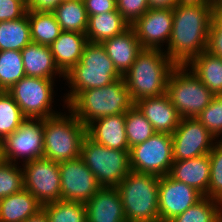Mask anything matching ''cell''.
Wrapping results in <instances>:
<instances>
[{
    "instance_id": "obj_20",
    "label": "cell",
    "mask_w": 222,
    "mask_h": 222,
    "mask_svg": "<svg viewBox=\"0 0 222 222\" xmlns=\"http://www.w3.org/2000/svg\"><path fill=\"white\" fill-rule=\"evenodd\" d=\"M210 157L208 154L187 160L174 161L169 176L183 182L207 197L210 181Z\"/></svg>"
},
{
    "instance_id": "obj_2",
    "label": "cell",
    "mask_w": 222,
    "mask_h": 222,
    "mask_svg": "<svg viewBox=\"0 0 222 222\" xmlns=\"http://www.w3.org/2000/svg\"><path fill=\"white\" fill-rule=\"evenodd\" d=\"M163 51L142 49L123 75L134 103L142 98L166 94L168 77L177 65Z\"/></svg>"
},
{
    "instance_id": "obj_36",
    "label": "cell",
    "mask_w": 222,
    "mask_h": 222,
    "mask_svg": "<svg viewBox=\"0 0 222 222\" xmlns=\"http://www.w3.org/2000/svg\"><path fill=\"white\" fill-rule=\"evenodd\" d=\"M218 141L208 154L211 171L207 197L222 202V140Z\"/></svg>"
},
{
    "instance_id": "obj_6",
    "label": "cell",
    "mask_w": 222,
    "mask_h": 222,
    "mask_svg": "<svg viewBox=\"0 0 222 222\" xmlns=\"http://www.w3.org/2000/svg\"><path fill=\"white\" fill-rule=\"evenodd\" d=\"M69 115L58 113L42 119L44 131L43 157L60 163L81 156V145L87 135L86 126L68 108Z\"/></svg>"
},
{
    "instance_id": "obj_35",
    "label": "cell",
    "mask_w": 222,
    "mask_h": 222,
    "mask_svg": "<svg viewBox=\"0 0 222 222\" xmlns=\"http://www.w3.org/2000/svg\"><path fill=\"white\" fill-rule=\"evenodd\" d=\"M21 167L9 161L0 164V199L24 189V175Z\"/></svg>"
},
{
    "instance_id": "obj_14",
    "label": "cell",
    "mask_w": 222,
    "mask_h": 222,
    "mask_svg": "<svg viewBox=\"0 0 222 222\" xmlns=\"http://www.w3.org/2000/svg\"><path fill=\"white\" fill-rule=\"evenodd\" d=\"M61 199L85 204L102 187L81 157L59 163Z\"/></svg>"
},
{
    "instance_id": "obj_45",
    "label": "cell",
    "mask_w": 222,
    "mask_h": 222,
    "mask_svg": "<svg viewBox=\"0 0 222 222\" xmlns=\"http://www.w3.org/2000/svg\"><path fill=\"white\" fill-rule=\"evenodd\" d=\"M6 161L5 154H4V141L0 138V164Z\"/></svg>"
},
{
    "instance_id": "obj_24",
    "label": "cell",
    "mask_w": 222,
    "mask_h": 222,
    "mask_svg": "<svg viewBox=\"0 0 222 222\" xmlns=\"http://www.w3.org/2000/svg\"><path fill=\"white\" fill-rule=\"evenodd\" d=\"M42 209V204L28 190L0 199V222H24Z\"/></svg>"
},
{
    "instance_id": "obj_9",
    "label": "cell",
    "mask_w": 222,
    "mask_h": 222,
    "mask_svg": "<svg viewBox=\"0 0 222 222\" xmlns=\"http://www.w3.org/2000/svg\"><path fill=\"white\" fill-rule=\"evenodd\" d=\"M54 81L53 79L25 76L7 92L13 97L27 119H45L58 114L51 107L55 92L53 90Z\"/></svg>"
},
{
    "instance_id": "obj_23",
    "label": "cell",
    "mask_w": 222,
    "mask_h": 222,
    "mask_svg": "<svg viewBox=\"0 0 222 222\" xmlns=\"http://www.w3.org/2000/svg\"><path fill=\"white\" fill-rule=\"evenodd\" d=\"M25 76L53 79L65 75L56 66L50 47L31 42L21 50Z\"/></svg>"
},
{
    "instance_id": "obj_25",
    "label": "cell",
    "mask_w": 222,
    "mask_h": 222,
    "mask_svg": "<svg viewBox=\"0 0 222 222\" xmlns=\"http://www.w3.org/2000/svg\"><path fill=\"white\" fill-rule=\"evenodd\" d=\"M129 27L130 25L118 10L109 11L99 15H90L85 35L90 43H102L123 33Z\"/></svg>"
},
{
    "instance_id": "obj_4",
    "label": "cell",
    "mask_w": 222,
    "mask_h": 222,
    "mask_svg": "<svg viewBox=\"0 0 222 222\" xmlns=\"http://www.w3.org/2000/svg\"><path fill=\"white\" fill-rule=\"evenodd\" d=\"M120 78L122 76L116 70L102 44L88 42L80 61L63 79L67 80L71 89L64 101L68 105L81 91L101 88Z\"/></svg>"
},
{
    "instance_id": "obj_43",
    "label": "cell",
    "mask_w": 222,
    "mask_h": 222,
    "mask_svg": "<svg viewBox=\"0 0 222 222\" xmlns=\"http://www.w3.org/2000/svg\"><path fill=\"white\" fill-rule=\"evenodd\" d=\"M182 0H148L150 8H174Z\"/></svg>"
},
{
    "instance_id": "obj_16",
    "label": "cell",
    "mask_w": 222,
    "mask_h": 222,
    "mask_svg": "<svg viewBox=\"0 0 222 222\" xmlns=\"http://www.w3.org/2000/svg\"><path fill=\"white\" fill-rule=\"evenodd\" d=\"M131 27L143 49L162 50L171 36L173 8H150Z\"/></svg>"
},
{
    "instance_id": "obj_30",
    "label": "cell",
    "mask_w": 222,
    "mask_h": 222,
    "mask_svg": "<svg viewBox=\"0 0 222 222\" xmlns=\"http://www.w3.org/2000/svg\"><path fill=\"white\" fill-rule=\"evenodd\" d=\"M222 217V202L203 197L195 205L168 222H217Z\"/></svg>"
},
{
    "instance_id": "obj_29",
    "label": "cell",
    "mask_w": 222,
    "mask_h": 222,
    "mask_svg": "<svg viewBox=\"0 0 222 222\" xmlns=\"http://www.w3.org/2000/svg\"><path fill=\"white\" fill-rule=\"evenodd\" d=\"M31 42L28 11L22 18L0 22V51H21Z\"/></svg>"
},
{
    "instance_id": "obj_38",
    "label": "cell",
    "mask_w": 222,
    "mask_h": 222,
    "mask_svg": "<svg viewBox=\"0 0 222 222\" xmlns=\"http://www.w3.org/2000/svg\"><path fill=\"white\" fill-rule=\"evenodd\" d=\"M206 51L222 58V7L217 5H213Z\"/></svg>"
},
{
    "instance_id": "obj_21",
    "label": "cell",
    "mask_w": 222,
    "mask_h": 222,
    "mask_svg": "<svg viewBox=\"0 0 222 222\" xmlns=\"http://www.w3.org/2000/svg\"><path fill=\"white\" fill-rule=\"evenodd\" d=\"M118 73L123 75L131 68L142 46L130 26L123 33L101 43Z\"/></svg>"
},
{
    "instance_id": "obj_28",
    "label": "cell",
    "mask_w": 222,
    "mask_h": 222,
    "mask_svg": "<svg viewBox=\"0 0 222 222\" xmlns=\"http://www.w3.org/2000/svg\"><path fill=\"white\" fill-rule=\"evenodd\" d=\"M32 42L50 46L62 32L52 11L28 10Z\"/></svg>"
},
{
    "instance_id": "obj_10",
    "label": "cell",
    "mask_w": 222,
    "mask_h": 222,
    "mask_svg": "<svg viewBox=\"0 0 222 222\" xmlns=\"http://www.w3.org/2000/svg\"><path fill=\"white\" fill-rule=\"evenodd\" d=\"M129 158L132 171L156 176L168 175L174 162L172 136L155 133L143 143L131 147Z\"/></svg>"
},
{
    "instance_id": "obj_3",
    "label": "cell",
    "mask_w": 222,
    "mask_h": 222,
    "mask_svg": "<svg viewBox=\"0 0 222 222\" xmlns=\"http://www.w3.org/2000/svg\"><path fill=\"white\" fill-rule=\"evenodd\" d=\"M134 104L122 77L107 86L81 91L67 108L87 127L96 119L125 114Z\"/></svg>"
},
{
    "instance_id": "obj_1",
    "label": "cell",
    "mask_w": 222,
    "mask_h": 222,
    "mask_svg": "<svg viewBox=\"0 0 222 222\" xmlns=\"http://www.w3.org/2000/svg\"><path fill=\"white\" fill-rule=\"evenodd\" d=\"M212 11V0H182L173 8V27L164 52L177 66H186L207 49Z\"/></svg>"
},
{
    "instance_id": "obj_13",
    "label": "cell",
    "mask_w": 222,
    "mask_h": 222,
    "mask_svg": "<svg viewBox=\"0 0 222 222\" xmlns=\"http://www.w3.org/2000/svg\"><path fill=\"white\" fill-rule=\"evenodd\" d=\"M42 124V119H26L15 132L3 140L6 161L18 164V158L19 161L22 158L25 163L43 157Z\"/></svg>"
},
{
    "instance_id": "obj_33",
    "label": "cell",
    "mask_w": 222,
    "mask_h": 222,
    "mask_svg": "<svg viewBox=\"0 0 222 222\" xmlns=\"http://www.w3.org/2000/svg\"><path fill=\"white\" fill-rule=\"evenodd\" d=\"M49 222H87L83 203L74 201H53L42 205Z\"/></svg>"
},
{
    "instance_id": "obj_37",
    "label": "cell",
    "mask_w": 222,
    "mask_h": 222,
    "mask_svg": "<svg viewBox=\"0 0 222 222\" xmlns=\"http://www.w3.org/2000/svg\"><path fill=\"white\" fill-rule=\"evenodd\" d=\"M196 119L215 137L222 134V95H215L211 103ZM222 140V139H220Z\"/></svg>"
},
{
    "instance_id": "obj_7",
    "label": "cell",
    "mask_w": 222,
    "mask_h": 222,
    "mask_svg": "<svg viewBox=\"0 0 222 222\" xmlns=\"http://www.w3.org/2000/svg\"><path fill=\"white\" fill-rule=\"evenodd\" d=\"M188 71L186 66H176L172 70L166 94L181 118H196L215 95L191 70Z\"/></svg>"
},
{
    "instance_id": "obj_26",
    "label": "cell",
    "mask_w": 222,
    "mask_h": 222,
    "mask_svg": "<svg viewBox=\"0 0 222 222\" xmlns=\"http://www.w3.org/2000/svg\"><path fill=\"white\" fill-rule=\"evenodd\" d=\"M214 95H222V58L208 51L194 57L187 65Z\"/></svg>"
},
{
    "instance_id": "obj_40",
    "label": "cell",
    "mask_w": 222,
    "mask_h": 222,
    "mask_svg": "<svg viewBox=\"0 0 222 222\" xmlns=\"http://www.w3.org/2000/svg\"><path fill=\"white\" fill-rule=\"evenodd\" d=\"M27 11V4L22 0H0V22L22 18Z\"/></svg>"
},
{
    "instance_id": "obj_17",
    "label": "cell",
    "mask_w": 222,
    "mask_h": 222,
    "mask_svg": "<svg viewBox=\"0 0 222 222\" xmlns=\"http://www.w3.org/2000/svg\"><path fill=\"white\" fill-rule=\"evenodd\" d=\"M135 105L151 123L156 133L172 135L178 127L181 117L167 94L139 99Z\"/></svg>"
},
{
    "instance_id": "obj_8",
    "label": "cell",
    "mask_w": 222,
    "mask_h": 222,
    "mask_svg": "<svg viewBox=\"0 0 222 222\" xmlns=\"http://www.w3.org/2000/svg\"><path fill=\"white\" fill-rule=\"evenodd\" d=\"M102 187H116L130 169L129 151L108 148L85 136L81 156Z\"/></svg>"
},
{
    "instance_id": "obj_41",
    "label": "cell",
    "mask_w": 222,
    "mask_h": 222,
    "mask_svg": "<svg viewBox=\"0 0 222 222\" xmlns=\"http://www.w3.org/2000/svg\"><path fill=\"white\" fill-rule=\"evenodd\" d=\"M88 16L117 10L116 0H83Z\"/></svg>"
},
{
    "instance_id": "obj_46",
    "label": "cell",
    "mask_w": 222,
    "mask_h": 222,
    "mask_svg": "<svg viewBox=\"0 0 222 222\" xmlns=\"http://www.w3.org/2000/svg\"><path fill=\"white\" fill-rule=\"evenodd\" d=\"M212 2H213V5L222 7V0H212Z\"/></svg>"
},
{
    "instance_id": "obj_5",
    "label": "cell",
    "mask_w": 222,
    "mask_h": 222,
    "mask_svg": "<svg viewBox=\"0 0 222 222\" xmlns=\"http://www.w3.org/2000/svg\"><path fill=\"white\" fill-rule=\"evenodd\" d=\"M160 176L130 171L116 188L127 222H160L158 186Z\"/></svg>"
},
{
    "instance_id": "obj_12",
    "label": "cell",
    "mask_w": 222,
    "mask_h": 222,
    "mask_svg": "<svg viewBox=\"0 0 222 222\" xmlns=\"http://www.w3.org/2000/svg\"><path fill=\"white\" fill-rule=\"evenodd\" d=\"M171 136L174 161L209 154L217 141L196 118H180Z\"/></svg>"
},
{
    "instance_id": "obj_31",
    "label": "cell",
    "mask_w": 222,
    "mask_h": 222,
    "mask_svg": "<svg viewBox=\"0 0 222 222\" xmlns=\"http://www.w3.org/2000/svg\"><path fill=\"white\" fill-rule=\"evenodd\" d=\"M23 77L25 70L21 51H0V91H7Z\"/></svg>"
},
{
    "instance_id": "obj_22",
    "label": "cell",
    "mask_w": 222,
    "mask_h": 222,
    "mask_svg": "<svg viewBox=\"0 0 222 222\" xmlns=\"http://www.w3.org/2000/svg\"><path fill=\"white\" fill-rule=\"evenodd\" d=\"M87 36L78 32L62 31L59 37L49 46L56 66L66 75L79 61Z\"/></svg>"
},
{
    "instance_id": "obj_32",
    "label": "cell",
    "mask_w": 222,
    "mask_h": 222,
    "mask_svg": "<svg viewBox=\"0 0 222 222\" xmlns=\"http://www.w3.org/2000/svg\"><path fill=\"white\" fill-rule=\"evenodd\" d=\"M125 129L129 149L143 143L156 133L151 123L135 104L125 113Z\"/></svg>"
},
{
    "instance_id": "obj_44",
    "label": "cell",
    "mask_w": 222,
    "mask_h": 222,
    "mask_svg": "<svg viewBox=\"0 0 222 222\" xmlns=\"http://www.w3.org/2000/svg\"><path fill=\"white\" fill-rule=\"evenodd\" d=\"M24 222H49L46 212L41 209L35 215H32Z\"/></svg>"
},
{
    "instance_id": "obj_18",
    "label": "cell",
    "mask_w": 222,
    "mask_h": 222,
    "mask_svg": "<svg viewBox=\"0 0 222 222\" xmlns=\"http://www.w3.org/2000/svg\"><path fill=\"white\" fill-rule=\"evenodd\" d=\"M84 205L87 222H127L116 187H101Z\"/></svg>"
},
{
    "instance_id": "obj_19",
    "label": "cell",
    "mask_w": 222,
    "mask_h": 222,
    "mask_svg": "<svg viewBox=\"0 0 222 222\" xmlns=\"http://www.w3.org/2000/svg\"><path fill=\"white\" fill-rule=\"evenodd\" d=\"M87 135L108 148L130 151L125 129V114L106 116L91 122Z\"/></svg>"
},
{
    "instance_id": "obj_27",
    "label": "cell",
    "mask_w": 222,
    "mask_h": 222,
    "mask_svg": "<svg viewBox=\"0 0 222 222\" xmlns=\"http://www.w3.org/2000/svg\"><path fill=\"white\" fill-rule=\"evenodd\" d=\"M52 12L62 31L86 34L89 16L83 0H63Z\"/></svg>"
},
{
    "instance_id": "obj_15",
    "label": "cell",
    "mask_w": 222,
    "mask_h": 222,
    "mask_svg": "<svg viewBox=\"0 0 222 222\" xmlns=\"http://www.w3.org/2000/svg\"><path fill=\"white\" fill-rule=\"evenodd\" d=\"M158 194L160 222L170 221L204 197L193 187L174 180L169 175L160 176Z\"/></svg>"
},
{
    "instance_id": "obj_34",
    "label": "cell",
    "mask_w": 222,
    "mask_h": 222,
    "mask_svg": "<svg viewBox=\"0 0 222 222\" xmlns=\"http://www.w3.org/2000/svg\"><path fill=\"white\" fill-rule=\"evenodd\" d=\"M27 118L7 91H0V138L15 132Z\"/></svg>"
},
{
    "instance_id": "obj_42",
    "label": "cell",
    "mask_w": 222,
    "mask_h": 222,
    "mask_svg": "<svg viewBox=\"0 0 222 222\" xmlns=\"http://www.w3.org/2000/svg\"><path fill=\"white\" fill-rule=\"evenodd\" d=\"M63 0H28L27 9L36 11H52Z\"/></svg>"
},
{
    "instance_id": "obj_39",
    "label": "cell",
    "mask_w": 222,
    "mask_h": 222,
    "mask_svg": "<svg viewBox=\"0 0 222 222\" xmlns=\"http://www.w3.org/2000/svg\"><path fill=\"white\" fill-rule=\"evenodd\" d=\"M117 10L131 26L149 9L148 0H116Z\"/></svg>"
},
{
    "instance_id": "obj_11",
    "label": "cell",
    "mask_w": 222,
    "mask_h": 222,
    "mask_svg": "<svg viewBox=\"0 0 222 222\" xmlns=\"http://www.w3.org/2000/svg\"><path fill=\"white\" fill-rule=\"evenodd\" d=\"M22 165L25 190L42 205L61 200L59 163L41 157Z\"/></svg>"
}]
</instances>
